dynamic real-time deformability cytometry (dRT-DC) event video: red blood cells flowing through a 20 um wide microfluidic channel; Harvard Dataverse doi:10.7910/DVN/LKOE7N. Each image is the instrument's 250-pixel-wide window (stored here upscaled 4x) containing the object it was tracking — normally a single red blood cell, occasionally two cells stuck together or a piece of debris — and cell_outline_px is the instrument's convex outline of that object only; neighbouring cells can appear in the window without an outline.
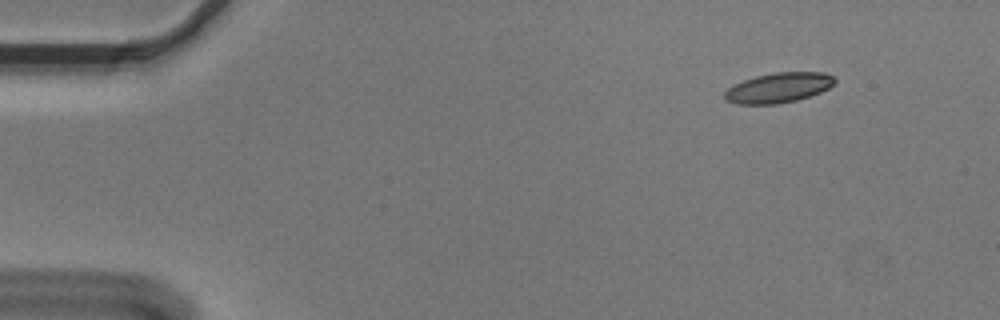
{"species": "Egyptian fruit bat (a non-hibernating species)", "species_latin": "Rousettus aegyptiacus", "temperature_condition": "cold", "stored_images_in_passage": 7, "camera_frame_rate_fps": 3000, "um_per_image_px": 0.085, "animal": {"sex": "male"}, "frame": {"image": 1, "passage_image": 2, "time_ms": 0.333, "image_size_px": [1000, 320], "cell_outline_px": [[836, 84], [820, 92], [796, 100], [776, 104], [736, 104], [724, 100], [724, 92], [728, 88], [744, 80], [756, 76], [776, 72], [824, 72], [832, 76], [836, 80]], "centroid_in_image_um": [66.17, 7.46], "position_along_channel_um": 18.8, "area_um2": 19.19}}
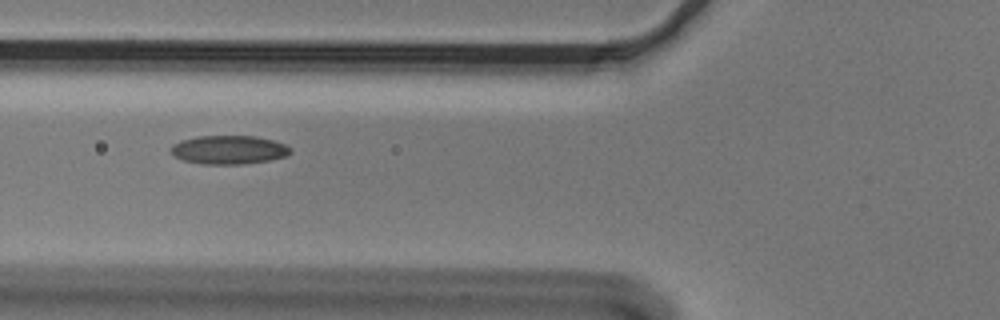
{"frame": {"image": 2, "passage_image": 6, "time_ms": 1.667, "image_size_px": [1000, 320], "cell_outline_px": [[292, 152], [288, 156], [268, 160], [240, 164], [204, 164], [184, 160], [176, 156], [172, 152], [172, 144], [180, 140], [196, 136], [256, 136], [272, 140], [284, 144], [292, 148]], "centroid_in_image_um": [19.48, 12.72], "position_along_channel_um": 106.3, "area_um2": 19.88}}
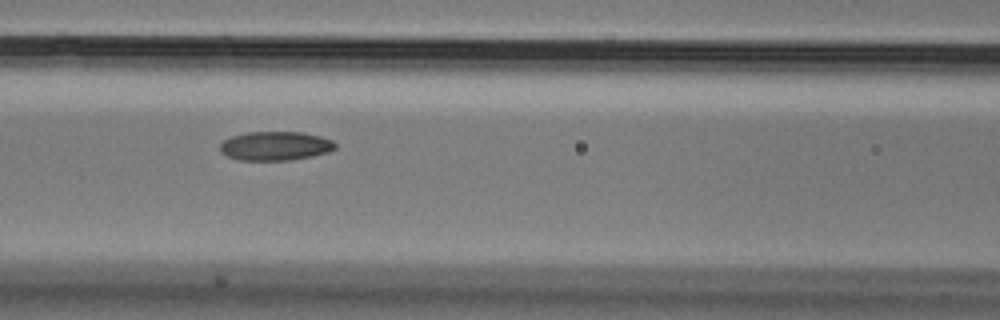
{"frame": {"image": 3, "passage_image": 7, "time_ms": 2.0, "image_size_px": [1000, 320], "cell_outline_px": [[336, 148], [328, 152], [312, 156], [288, 160], [240, 160], [228, 156], [220, 152], [220, 144], [224, 140], [232, 136], [248, 132], [300, 132], [320, 136], [332, 140], [336, 144]], "centroid_in_image_um": [23.4, 12.4], "position_along_channel_um": 143.2, "area_um2": 19.36}}